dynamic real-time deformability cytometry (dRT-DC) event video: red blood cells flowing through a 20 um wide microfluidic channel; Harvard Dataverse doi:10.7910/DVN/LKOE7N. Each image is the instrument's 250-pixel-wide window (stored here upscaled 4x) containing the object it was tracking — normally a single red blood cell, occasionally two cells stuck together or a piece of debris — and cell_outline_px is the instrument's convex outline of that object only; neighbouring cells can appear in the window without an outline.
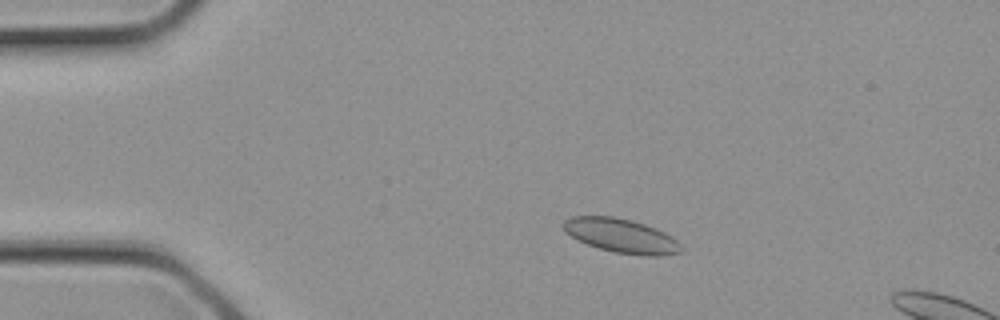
{"species": "common noctule bat (a hibernating species)", "species_latin": "Nyctalus noctula", "temperature_condition": "cold", "stored_images_in_passage": 8, "camera_frame_rate_fps": 3000, "um_per_image_px": 0.085, "animal": {"sex": "female", "body_mass_g": 21.9}, "frame": {"image": 1, "passage_image": 5, "time_ms": 1.333, "image_size_px": [1000, 320], "cell_outline_px": [[680, 252], [660, 256], [640, 256], [616, 252], [600, 248], [588, 244], [564, 232], [564, 220], [572, 216], [612, 216], [632, 220], [656, 228], [672, 236], [680, 244]], "centroid_in_image_um": [52.82, 20.03], "position_along_channel_um": 32.2, "area_um2": 23.18}}